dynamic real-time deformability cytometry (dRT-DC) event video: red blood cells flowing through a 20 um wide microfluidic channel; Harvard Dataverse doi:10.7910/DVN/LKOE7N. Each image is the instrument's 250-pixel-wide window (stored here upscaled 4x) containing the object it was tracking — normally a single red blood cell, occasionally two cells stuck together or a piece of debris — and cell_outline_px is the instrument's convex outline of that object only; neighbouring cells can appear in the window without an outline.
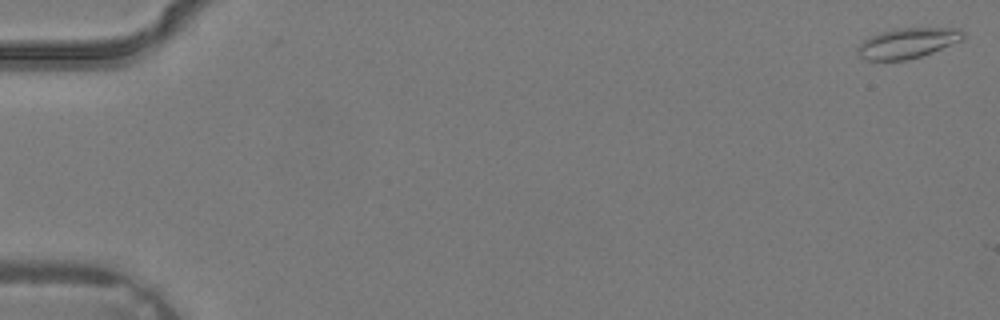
{"species": "common noctule bat (a hibernating species)", "species_latin": "Nyctalus noctula", "temperature_condition": "warm", "stored_images_in_passage": 5, "camera_frame_rate_fps": 3000, "um_per_image_px": 0.085, "animal": {"sex": "male", "body_mass_g": 19.2, "forearm_length_mm": 51.8}, "frame": {"image": 1, "passage_image": 1, "time_ms": 0.0, "image_size_px": [1000, 320], "cell_outline_px": [[964, 36], [960, 40], [932, 52], [908, 60], [868, 60], [860, 56], [856, 52], [856, 48], [864, 40], [880, 32], [896, 28], [960, 28], [964, 32]], "centroid_in_image_um": [77.12, 3.66], "position_along_channel_um": 7.9, "area_um2": 18.38}}